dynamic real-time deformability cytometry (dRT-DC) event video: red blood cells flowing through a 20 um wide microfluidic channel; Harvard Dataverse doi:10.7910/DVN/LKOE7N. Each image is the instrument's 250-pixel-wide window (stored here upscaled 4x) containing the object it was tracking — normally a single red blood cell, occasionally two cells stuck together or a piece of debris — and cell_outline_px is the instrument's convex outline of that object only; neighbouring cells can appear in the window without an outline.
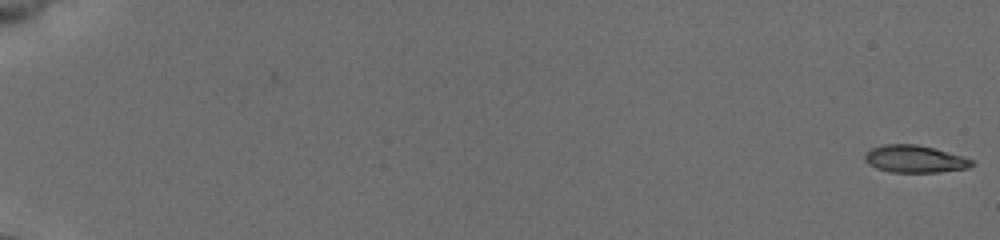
{"species": "common noctule bat (a hibernating species)", "species_latin": "Nyctalus noctula", "temperature_condition": "cold", "stored_images_in_passage": 55, "camera_frame_rate_fps": 3000, "um_per_image_px": 0.085, "animal": {"sex": "female", "body_mass_g": 19.5, "forearm_length_mm": 54.1}, "frame": {"image": 1, "passage_image": 1, "time_ms": 0.0, "image_size_px": [1000, 240], "cell_outline_px": [[976, 164], [968, 168], [940, 172], [892, 172], [876, 168], [868, 164], [864, 160], [864, 152], [872, 148], [884, 144], [916, 144], [932, 148], [960, 156], [972, 160]], "centroid_in_image_um": [77.71, 13.52], "position_along_channel_um": 7.3, "area_um2": 16.94}}
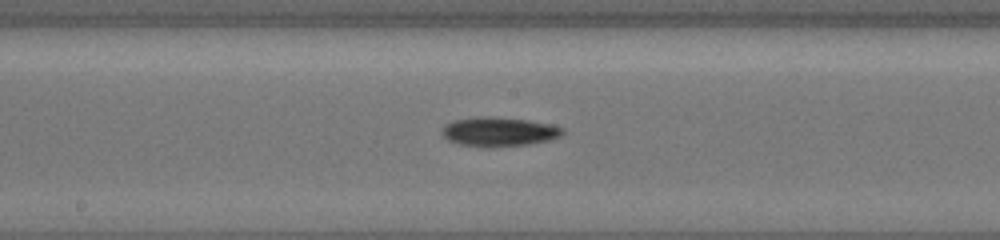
{"frame": {"image": 2, "passage_image": 32, "time_ms": 10.333, "image_size_px": [1000, 240], "cell_outline_px": [[564, 132], [560, 136], [552, 140], [528, 144], [492, 148], [480, 148], [460, 144], [448, 140], [440, 132], [448, 124], [456, 120], [476, 116], [484, 116], [524, 120], [548, 124], [564, 128]], "centroid_in_image_um": [42.41, 11.23], "position_along_channel_um": 205.8, "area_um2": 20.52}}
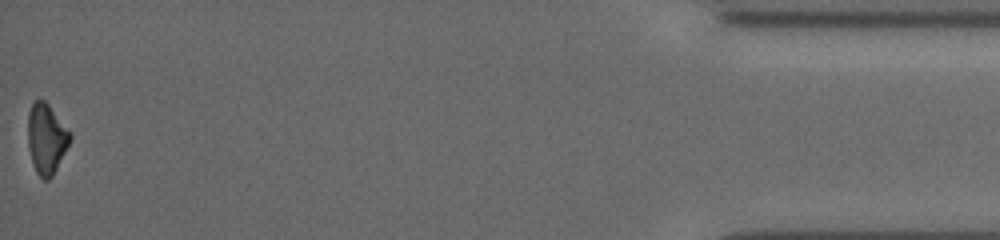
{"frame": {"image": 3, "passage_image": 55, "time_ms": 18.0, "image_size_px": [1000, 240], "cell_outline_px": [[72, 136], [52, 176], [48, 180], [44, 180], [36, 172], [32, 160], [28, 144], [28, 112], [32, 100], [44, 100], [48, 104], [72, 132]], "centroid_in_image_um": [3.94, 11.74], "position_along_channel_um": 431.3, "area_um2": 17.11}, "authors_computed_cell_mechanics": {"area_um2": 18.207, "velocity_mm_per_s": 3.9563, "shape_relaxation_time_tau1_ms": 5.1786, "shape_relaxation_time_tau2_ms": null, "deformation_change_tau1": 0.1633, "deformation_change_tau2": null}}